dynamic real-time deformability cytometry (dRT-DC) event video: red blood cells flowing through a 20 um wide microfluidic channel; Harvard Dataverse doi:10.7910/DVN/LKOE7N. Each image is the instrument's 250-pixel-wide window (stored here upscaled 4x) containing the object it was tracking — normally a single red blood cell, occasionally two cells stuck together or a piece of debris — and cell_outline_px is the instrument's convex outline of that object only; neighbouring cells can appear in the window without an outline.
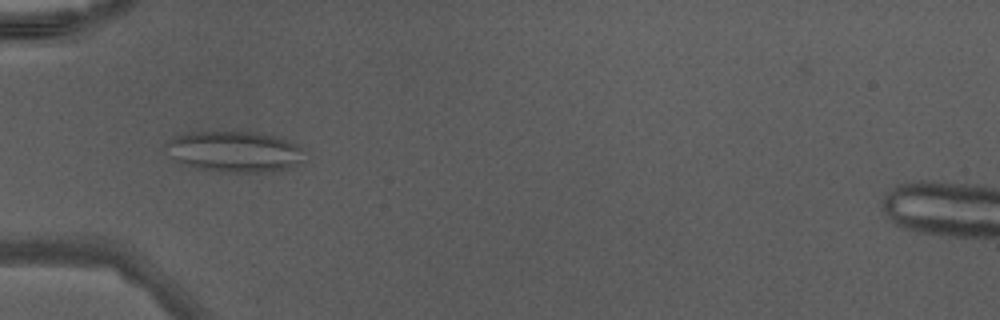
{"species": "Egyptian fruit bat (a non-hibernating species)", "species_latin": "Rousettus aegyptiacus", "temperature_condition": "warm", "stored_images_in_passage": 6, "camera_frame_rate_fps": 3000, "um_per_image_px": 0.085, "animal": {"sex": "male"}, "frame": {"image": 1, "passage_image": 3, "time_ms": 0.667, "image_size_px": [1000, 320], "cell_outline_px": [[304, 160], [288, 168], [272, 172], [224, 172], [196, 168], [184, 164], [176, 160], [164, 148], [164, 144], [172, 136], [192, 132], [232, 128], [280, 136], [296, 144], [300, 148]], "centroid_in_image_um": [19.9, 12.83], "position_along_channel_um": 65.1, "area_um2": 34.1}}